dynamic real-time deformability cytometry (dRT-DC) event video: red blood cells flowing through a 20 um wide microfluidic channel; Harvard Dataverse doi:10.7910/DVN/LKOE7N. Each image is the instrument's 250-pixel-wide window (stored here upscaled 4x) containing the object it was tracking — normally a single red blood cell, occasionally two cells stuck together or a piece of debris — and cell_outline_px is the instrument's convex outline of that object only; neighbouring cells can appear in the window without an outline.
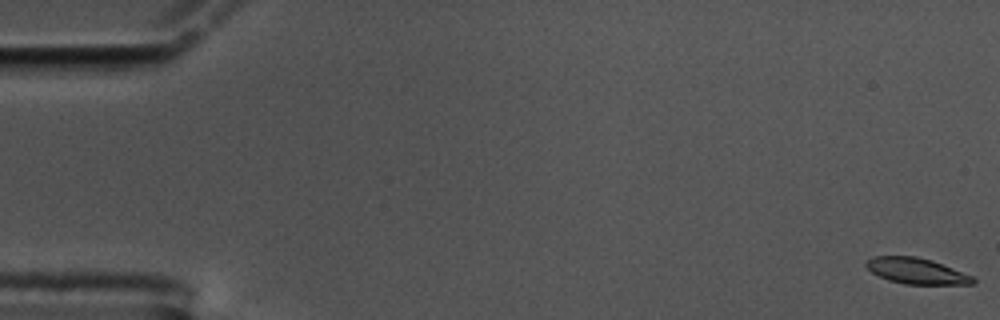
{"species": "common noctule bat (a hibernating species)", "species_latin": "Nyctalus noctula", "temperature_condition": "cold", "stored_images_in_passage": 59, "camera_frame_rate_fps": 3000, "um_per_image_px": 0.085, "animal": {"sex": "male", "body_mass_g": 17.5, "forearm_length_mm": 52.3}, "frame": {"image": 1, "passage_image": 1, "time_ms": 0.0, "image_size_px": [1000, 320], "cell_outline_px": [[976, 280], [972, 284], [904, 284], [888, 280], [872, 272], [864, 264], [872, 256], [916, 256], [932, 260], [972, 276]], "centroid_in_image_um": [77.88, 23.03], "position_along_channel_um": 7.1, "area_um2": 15.95}}
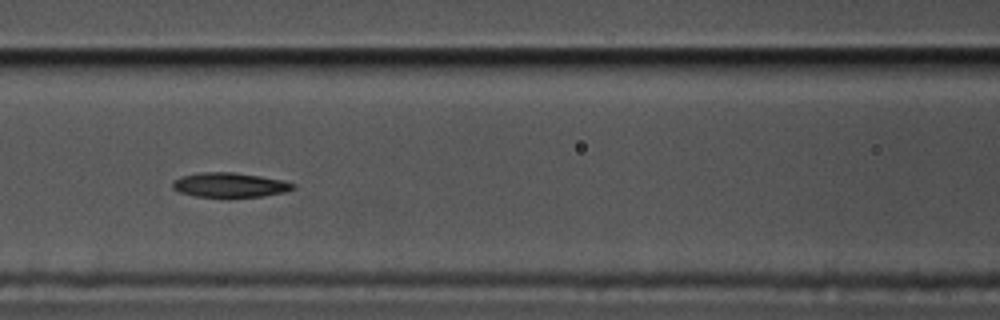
{"frame": {"image": 2, "passage_image": 26, "time_ms": 8.333, "image_size_px": [1000, 320], "cell_outline_px": [[296, 188], [284, 192], [264, 196], [228, 200], [196, 196], [180, 192], [172, 188], [172, 180], [184, 176], [204, 172], [232, 172], [260, 176], [280, 180], [296, 184]], "centroid_in_image_um": [19.53, 15.77], "position_along_channel_um": 147.1, "area_um2": 17.86}}
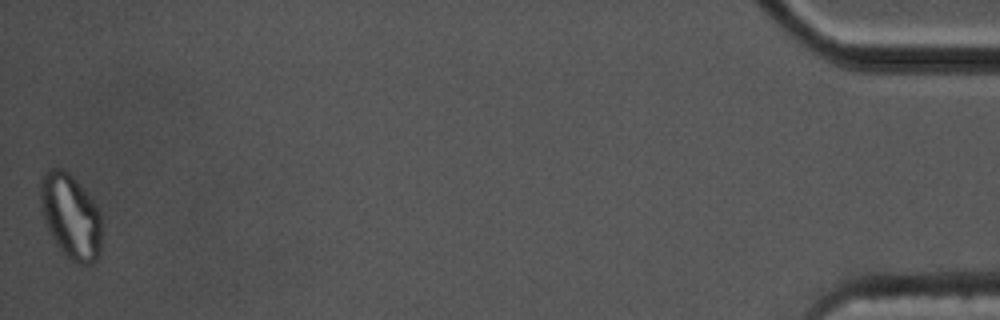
{"frame": {"image": 3, "passage_image": 59, "time_ms": 19.333, "image_size_px": [1000, 320], "cell_outline_px": [[104, 228], [100, 256], [92, 264], [76, 264], [56, 244], [48, 228], [40, 208], [40, 180], [44, 172], [48, 168], [64, 168], [92, 196], [100, 212]], "centroid_in_image_um": [6.06, 18.37], "position_along_channel_um": 429.1, "area_um2": 31.1}, "authors_computed_cell_mechanics": {"area_um2": 17.629, "velocity_mm_per_s": 3.4257, "shape_relaxation_time_tau1_ms": 4.5907, "shape_relaxation_time_tau2_ms": null, "deformation_change_tau1": 0.1754, "deformation_change_tau2": null}}